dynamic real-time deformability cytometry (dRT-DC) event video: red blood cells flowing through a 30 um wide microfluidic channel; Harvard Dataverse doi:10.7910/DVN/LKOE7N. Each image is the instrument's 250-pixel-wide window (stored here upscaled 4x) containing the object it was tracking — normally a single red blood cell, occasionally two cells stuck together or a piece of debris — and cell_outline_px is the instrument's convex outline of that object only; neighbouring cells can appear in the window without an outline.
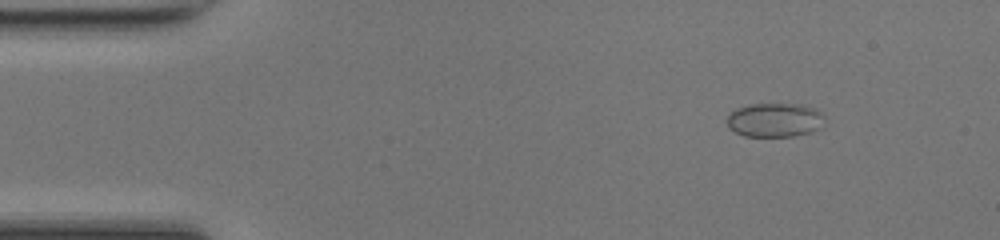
{"species": "common noctule bat (a hibernating species)", "species_latin": "Nyctalus noctula", "temperature_condition": "room temperature", "stored_images_in_passage": 46, "camera_frame_rate_fps": 3000, "um_per_image_px": 0.085, "animal": {"sex": "female", "body_mass_g": 17.0, "forearm_length_mm": 48.0}, "frame": {"image": 1, "passage_image": 3, "time_ms": 0.667, "image_size_px": [1000, 240], "cell_outline_px": [[824, 116], [820, 128], [808, 132], [792, 136], [744, 136], [728, 128], [728, 116], [736, 108], [748, 104], [800, 104], [816, 108]], "centroid_in_image_um": [65.84, 10.19], "position_along_channel_um": 19.2, "area_um2": 19.25}}
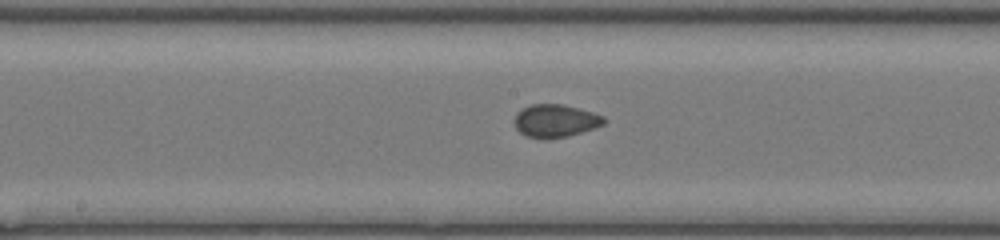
{"frame": {"image": 2, "passage_image": 22, "time_ms": 7.0, "image_size_px": [1000, 240], "cell_outline_px": [[608, 120], [604, 124], [568, 136], [528, 136], [520, 132], [516, 128], [516, 112], [532, 104], [564, 104], [592, 112], [604, 116]], "centroid_in_image_um": [47.26, 10.22], "position_along_channel_um": 200.9, "area_um2": 16.47}}
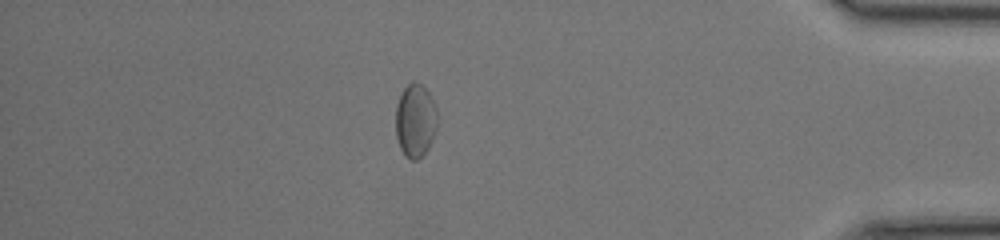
{"frame": {"image": 3, "passage_image": 39, "time_ms": 12.667, "image_size_px": [1000, 240], "cell_outline_px": [[436, 128], [432, 140], [428, 148], [416, 160], [412, 160], [404, 156], [400, 148], [396, 136], [396, 104], [404, 88], [412, 80], [420, 84], [432, 96], [436, 108]], "centroid_in_image_um": [35.29, 10.24], "position_along_channel_um": 399.9, "area_um2": 17.74}, "authors_computed_cell_mechanics": {"area_um2": 17.1377, "velocity_mm_per_s": 4.2702, "shape_relaxation_time_tau1_ms": null, "shape_relaxation_time_tau2_ms": 1.6722, "deformation_change_tau1": null, "deformation_change_tau2": 0.0635}}